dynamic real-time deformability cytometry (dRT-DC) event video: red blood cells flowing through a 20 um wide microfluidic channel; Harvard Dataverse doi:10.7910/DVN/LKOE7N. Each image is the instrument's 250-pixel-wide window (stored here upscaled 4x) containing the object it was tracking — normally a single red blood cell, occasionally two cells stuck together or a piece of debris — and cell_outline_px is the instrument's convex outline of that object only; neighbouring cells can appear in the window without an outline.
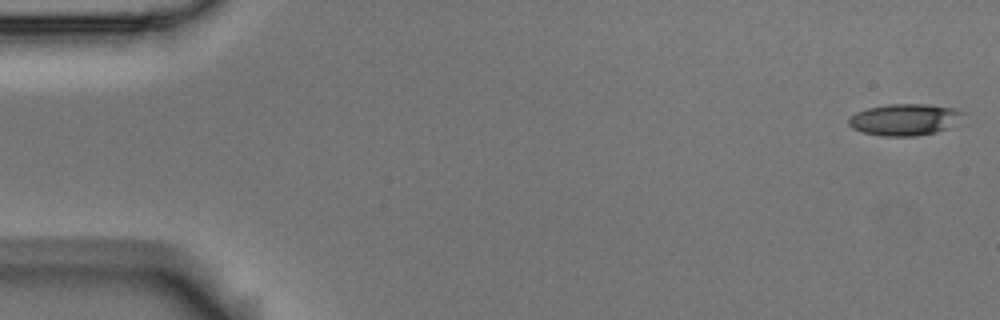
{"species": "Egyptian fruit bat (a non-hibernating species)", "species_latin": "Rousettus aegyptiacus", "temperature_condition": "room temperature", "stored_images_in_passage": 55, "camera_frame_rate_fps": 3000, "um_per_image_px": 0.085, "animal": {"sex": "male"}, "frame": {"image": 1, "passage_image": 1, "time_ms": 0.0, "image_size_px": [1000, 320], "cell_outline_px": [[968, 124], [936, 132], [916, 136], [880, 136], [864, 132], [852, 128], [848, 124], [848, 116], [856, 112], [868, 108], [888, 104], [928, 104], [956, 108], [968, 112]], "centroid_in_image_um": [77.11, 10.16], "position_along_channel_um": 7.9, "area_um2": 22.25}}
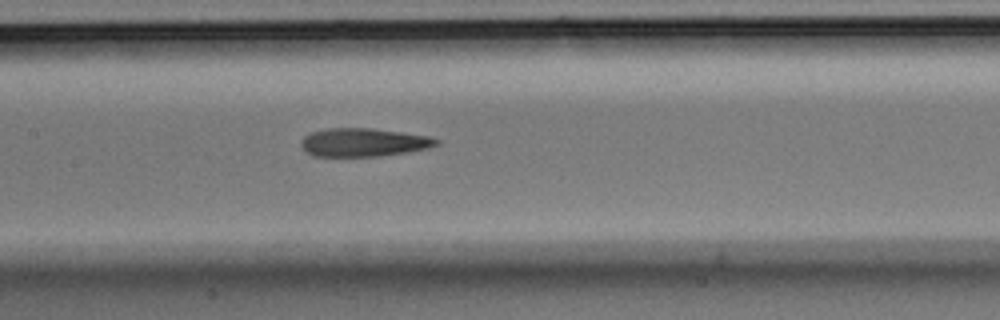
{"frame": {"image": 2, "passage_image": 26, "time_ms": 8.333, "image_size_px": [1000, 320], "cell_outline_px": [[440, 144], [428, 148], [408, 152], [380, 156], [312, 156], [300, 144], [300, 140], [304, 136], [312, 132], [324, 128], [372, 128], [428, 136], [440, 140]], "centroid_in_image_um": [30.9, 12.1], "position_along_channel_um": 176.5, "area_um2": 22.37}}
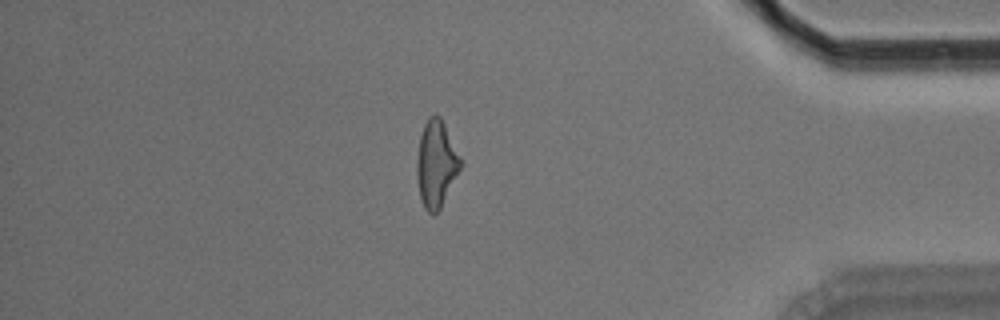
{"frame": {"image": 3, "passage_image": 47, "time_ms": 15.333, "image_size_px": [1000, 320], "cell_outline_px": [[460, 168], [440, 208], [432, 216], [424, 208], [420, 196], [416, 172], [416, 160], [420, 136], [424, 124], [428, 116], [440, 116], [460, 156]], "centroid_in_image_um": [37.04, 13.93], "position_along_channel_um": 398.2, "area_um2": 21.62}, "authors_computed_cell_mechanics": {"area_um2": 22.1374, "velocity_mm_per_s": 3.6539, "shape_relaxation_time_tau1_ms": 8.2407, "shape_relaxation_time_tau2_ms": 4.6052, "deformation_change_tau1": 0.241, "deformation_change_tau2": 0.1833}}